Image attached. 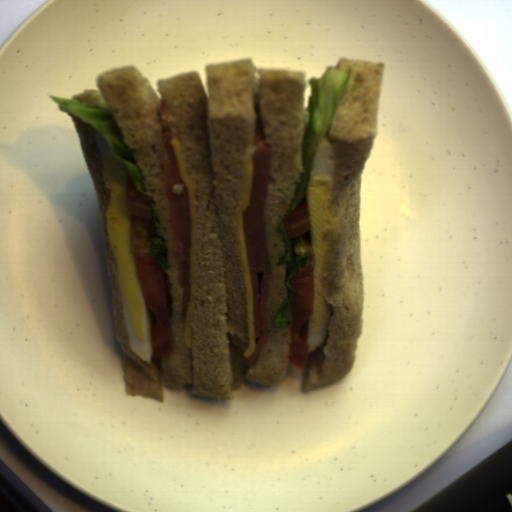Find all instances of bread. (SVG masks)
I'll use <instances>...</instances> for the list:
<instances>
[{"label":"bread","instance_id":"b6be36c0","mask_svg":"<svg viewBox=\"0 0 512 512\" xmlns=\"http://www.w3.org/2000/svg\"><path fill=\"white\" fill-rule=\"evenodd\" d=\"M68 115L74 121L97 197L102 240L112 288V307L116 338L118 342H120L125 354L123 363V367L126 370L123 373L125 379V395H130L133 398L135 396L152 398L164 404V394L158 366L155 362L147 363L144 361L135 352L130 342L117 266L107 228L109 192L104 177L94 126L74 113Z\"/></svg>","mask_w":512,"mask_h":512},{"label":"bread","instance_id":"cb027b5d","mask_svg":"<svg viewBox=\"0 0 512 512\" xmlns=\"http://www.w3.org/2000/svg\"><path fill=\"white\" fill-rule=\"evenodd\" d=\"M333 65L349 70V76L324 133L335 157L331 225L323 266L329 321L326 339L309 361L303 392L343 380L354 367L362 335L361 182L376 136L385 64L340 57Z\"/></svg>","mask_w":512,"mask_h":512},{"label":"bread","instance_id":"8d2b1439","mask_svg":"<svg viewBox=\"0 0 512 512\" xmlns=\"http://www.w3.org/2000/svg\"><path fill=\"white\" fill-rule=\"evenodd\" d=\"M207 94L199 72H178L151 83L133 65L99 73L96 89L72 97L79 103L112 111L145 181L143 193L157 209L159 235L166 244L171 284L174 349L162 356L163 384H192V395L233 399L243 380L278 386L289 369L292 330L276 328L275 316L288 291L283 234L286 215L302 168V144L310 115L304 105L306 72L256 68L252 58L205 66ZM170 108L169 120L185 160L197 206V278L191 346L184 344V298L177 250L168 213L162 159L159 100ZM264 131L272 182L265 211L264 235L270 261L267 342L252 366H245L249 346L245 280L241 268L236 214L242 199L245 151Z\"/></svg>","mask_w":512,"mask_h":512}]
</instances>
